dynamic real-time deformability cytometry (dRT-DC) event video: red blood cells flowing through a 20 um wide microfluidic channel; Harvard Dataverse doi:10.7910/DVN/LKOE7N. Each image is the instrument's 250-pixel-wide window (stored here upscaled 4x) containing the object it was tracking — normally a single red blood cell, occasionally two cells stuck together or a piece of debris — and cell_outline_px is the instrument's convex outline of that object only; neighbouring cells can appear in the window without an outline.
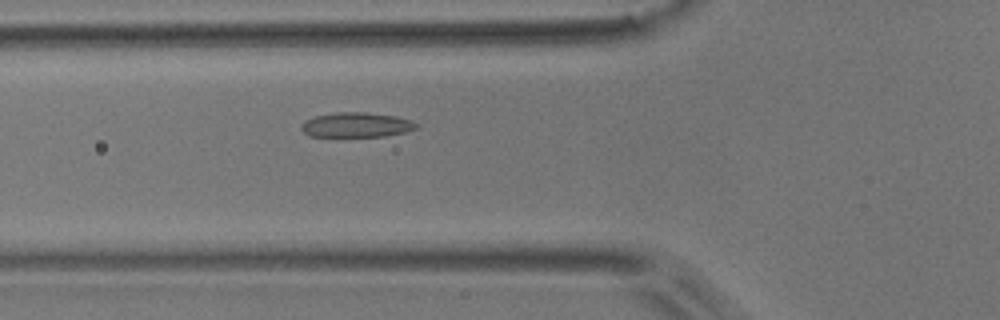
{"species": "common noctule bat (a hibernating species)", "species_latin": "Nyctalus noctula", "temperature_condition": "room temperature", "stored_images_in_passage": 4, "camera_frame_rate_fps": 3000, "um_per_image_px": 0.085, "animal": {"sex": "male", "body_mass_g": 17.9}, "frame": {"image": 1, "passage_image": 4, "time_ms": 1.0, "image_size_px": [1000, 320], "cell_outline_px": [[416, 128], [404, 132], [384, 136], [308, 136], [300, 128], [300, 124], [304, 120], [316, 116], [340, 112], [368, 112], [396, 116], [412, 120], [416, 124]], "centroid_in_image_um": [30.26, 10.61], "position_along_channel_um": 95.5, "area_um2": 16.53}}